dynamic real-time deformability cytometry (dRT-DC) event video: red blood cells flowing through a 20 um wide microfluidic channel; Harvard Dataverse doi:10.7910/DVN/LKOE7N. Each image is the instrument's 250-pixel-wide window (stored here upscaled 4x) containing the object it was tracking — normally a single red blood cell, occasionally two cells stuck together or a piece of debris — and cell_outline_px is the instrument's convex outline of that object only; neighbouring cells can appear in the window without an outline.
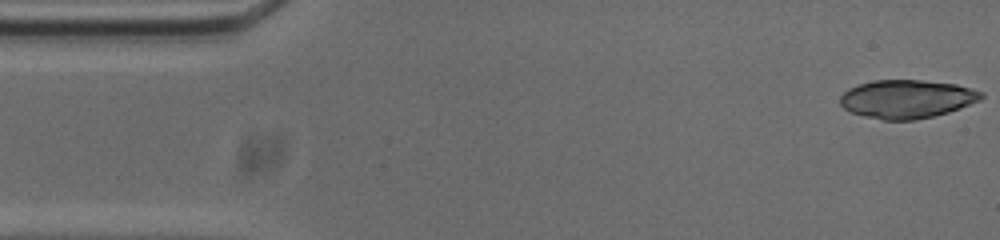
{"species": "common noctule bat (a hibernating species)", "species_latin": "Nyctalus noctula", "temperature_condition": "cold", "stored_images_in_passage": 52, "camera_frame_rate_fps": 3000, "um_per_image_px": 0.085, "animal": {"sex": "male", "body_mass_g": 20.0, "forearm_length_mm": 53.3}, "frame": {"image": 1, "passage_image": 1, "time_ms": 0.0, "image_size_px": [1000, 240], "cell_outline_px": [[984, 96], [980, 100], [960, 108], [948, 112], [916, 120], [884, 120], [864, 116], [852, 112], [844, 108], [840, 104], [840, 96], [848, 88], [872, 80], [920, 80], [956, 84], [984, 92]], "centroid_in_image_um": [77.08, 8.41], "position_along_channel_um": 7.9, "area_um2": 31.56}}